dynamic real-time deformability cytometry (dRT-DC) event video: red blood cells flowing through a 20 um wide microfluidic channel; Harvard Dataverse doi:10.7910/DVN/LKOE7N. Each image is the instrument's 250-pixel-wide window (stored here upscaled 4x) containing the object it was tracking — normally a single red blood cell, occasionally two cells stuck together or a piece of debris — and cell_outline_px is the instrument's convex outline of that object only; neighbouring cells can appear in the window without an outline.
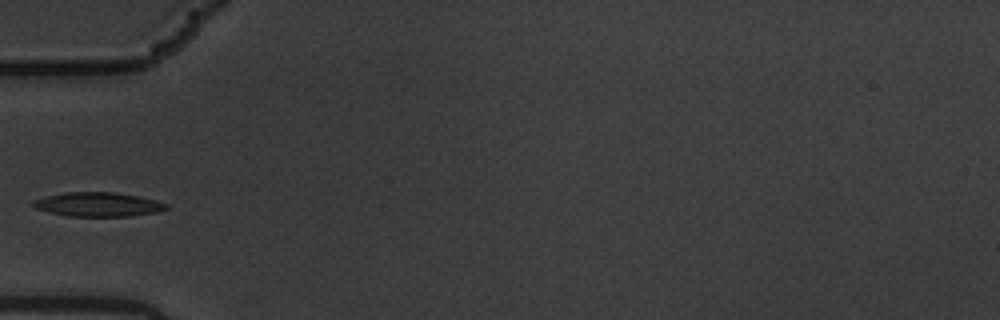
{"species": "common noctule bat (a hibernating species)", "species_latin": "Nyctalus noctula", "temperature_condition": "warm", "stored_images_in_passage": 14, "camera_frame_rate_fps": 3000, "um_per_image_px": 0.085, "animal": {"sex": "male", "body_mass_g": 19.5, "forearm_length_mm": 54.6}, "frame": {"image": 1, "passage_image": 4, "time_ms": 1.0, "image_size_px": [1000, 320], "cell_outline_px": [[168, 208], [160, 212], [128, 216], [68, 216], [36, 208], [32, 204], [32, 200], [48, 196], [68, 192], [112, 192], [140, 196], [168, 204]], "centroid_in_image_um": [8.39, 17.37], "position_along_channel_um": 76.6, "area_um2": 18.55}}
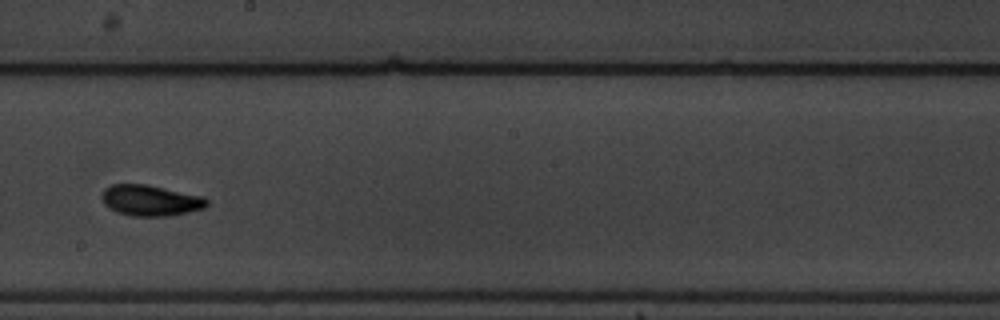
{"frame": {"image": 2, "passage_image": 8, "time_ms": 2.333, "image_size_px": [1000, 320], "cell_outline_px": [[208, 204], [204, 208], [188, 212], [168, 216], [132, 216], [116, 212], [108, 208], [104, 204], [100, 196], [104, 188], [112, 184], [148, 184], [204, 196], [208, 200]], "centroid_in_image_um": [12.77, 17.03], "position_along_channel_um": 235.4, "area_um2": 19.19}}
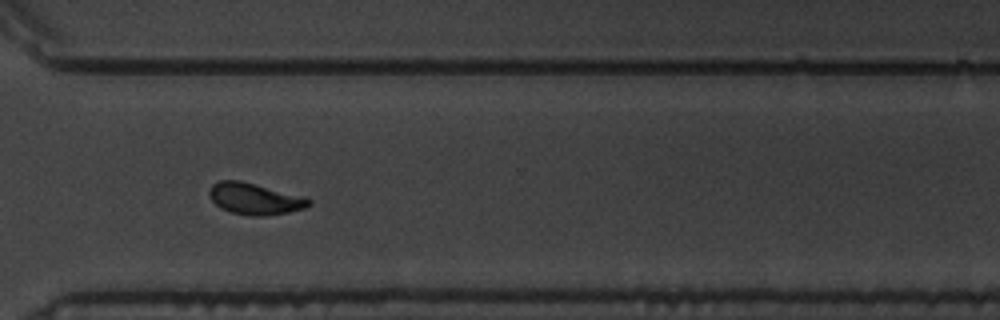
{"frame": {"image": 3, "passage_image": 11, "time_ms": 3.333, "image_size_px": [1000, 320], "cell_outline_px": [[312, 204], [304, 208], [288, 212], [264, 216], [248, 216], [232, 212], [220, 208], [208, 196], [208, 192], [212, 184], [220, 180], [240, 180], [304, 196], [312, 200]], "centroid_in_image_um": [21.65, 16.89], "position_along_channel_um": 349.0, "area_um2": 18.38}}